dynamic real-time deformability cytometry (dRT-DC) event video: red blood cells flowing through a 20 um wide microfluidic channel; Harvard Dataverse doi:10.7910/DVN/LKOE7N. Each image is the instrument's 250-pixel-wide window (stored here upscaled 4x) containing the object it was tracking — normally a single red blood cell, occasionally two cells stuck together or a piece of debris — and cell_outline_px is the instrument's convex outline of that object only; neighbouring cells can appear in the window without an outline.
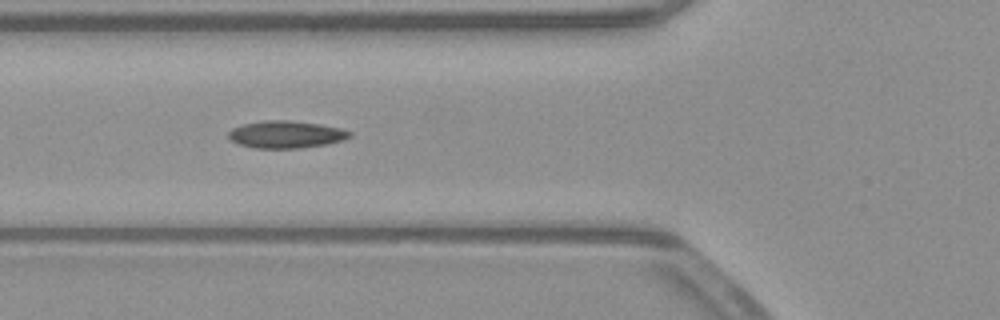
{"species": "common noctule bat (a hibernating species)", "species_latin": "Nyctalus noctula", "temperature_condition": "warm", "stored_images_in_passage": 39, "camera_frame_rate_fps": 3000, "um_per_image_px": 0.085, "animal": {"sex": "male", "body_mass_g": 23.1, "forearm_length_mm": 52.7}, "frame": {"image": 1, "passage_image": 6, "time_ms": 1.667, "image_size_px": [1000, 320], "cell_outline_px": [[352, 136], [344, 140], [328, 144], [300, 148], [252, 148], [236, 144], [228, 136], [228, 132], [232, 128], [244, 124], [264, 120], [288, 120], [320, 124], [340, 128], [352, 132]], "centroid_in_image_um": [24.31, 11.43], "position_along_channel_um": 101.5, "area_um2": 19.42}}
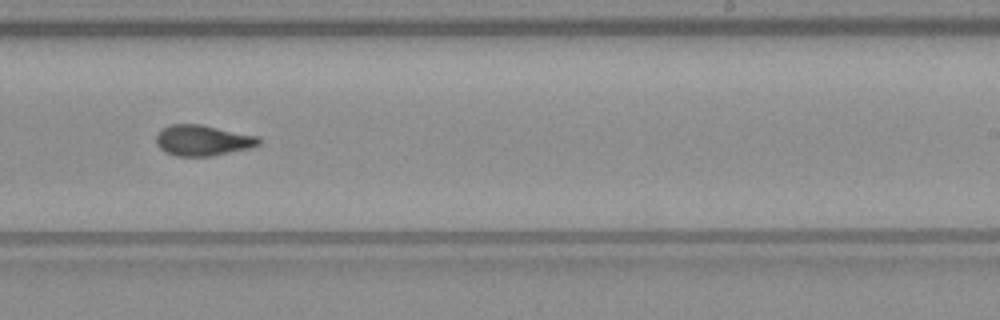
{"frame": {"image": 2, "passage_image": 19, "time_ms": 6.0, "image_size_px": [1000, 320], "cell_outline_px": [[260, 144], [252, 148], [212, 156], [176, 156], [164, 152], [156, 144], [156, 136], [168, 124], [200, 124], [260, 136]], "centroid_in_image_um": [17.26, 11.94], "position_along_channel_um": 271.7, "area_um2": 18.55}}
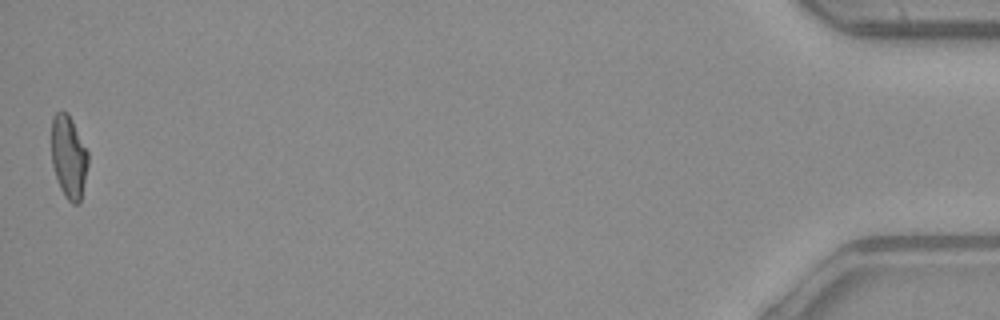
{"frame": {"image": 3, "passage_image": 39, "time_ms": 12.667, "image_size_px": [1000, 320], "cell_outline_px": [[88, 164], [80, 204], [72, 204], [64, 196], [60, 188], [52, 164], [52, 116], [56, 112], [68, 112], [88, 152]], "centroid_in_image_um": [5.84, 13.36], "position_along_channel_um": 429.4, "area_um2": 17.63}, "authors_computed_cell_mechanics": {"area_um2": 18.3226, "velocity_mm_per_s": 3.9211, "shape_relaxation_time_tau1_ms": null, "shape_relaxation_time_tau2_ms": 2.214, "deformation_change_tau1": null, "deformation_change_tau2": 0.0907}}